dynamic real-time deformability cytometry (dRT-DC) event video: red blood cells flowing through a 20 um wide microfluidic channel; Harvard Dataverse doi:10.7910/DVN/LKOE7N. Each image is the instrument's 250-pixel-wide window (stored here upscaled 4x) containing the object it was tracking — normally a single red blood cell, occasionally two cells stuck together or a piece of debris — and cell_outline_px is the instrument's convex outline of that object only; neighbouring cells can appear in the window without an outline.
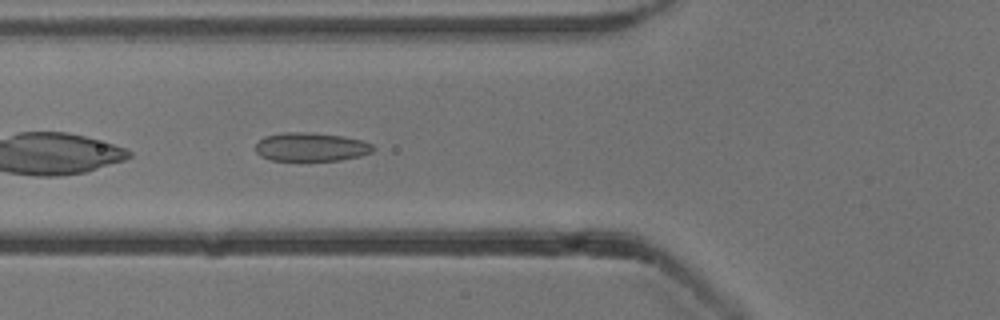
{"species": "common noctule bat (a hibernating species)", "species_latin": "Nyctalus noctula", "temperature_condition": "cold", "stored_images_in_passage": 38, "camera_frame_rate_fps": 3000, "um_per_image_px": 0.085, "animal": {"sex": "male", "body_mass_g": 13.3}, "frame": {"image": 1, "passage_image": 4, "time_ms": 1.0, "image_size_px": [1000, 320], "cell_outline_px": [[376, 148], [372, 152], [360, 156], [340, 160], [272, 160], [260, 156], [256, 152], [256, 144], [264, 136], [280, 132], [312, 132], [344, 136], [364, 140], [372, 144]], "centroid_in_image_um": [26.46, 12.47], "position_along_channel_um": 99.3, "area_um2": 19.83}}
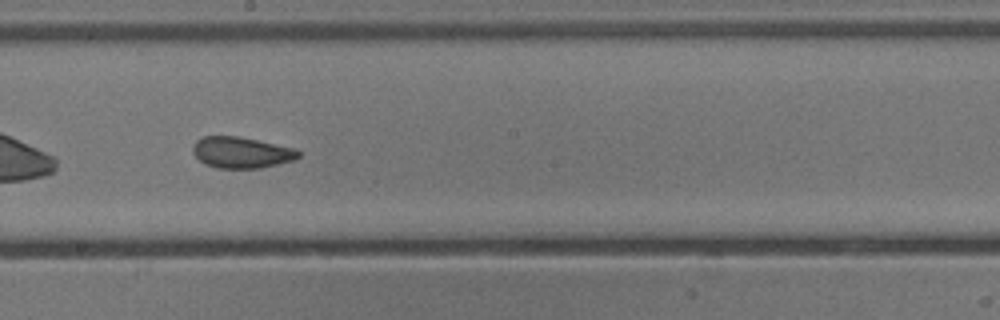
{"frame": {"image": 2, "passage_image": 14, "time_ms": 4.333, "image_size_px": [1000, 320], "cell_outline_px": [[300, 156], [296, 160], [260, 168], [216, 168], [204, 164], [192, 152], [192, 148], [196, 140], [200, 136], [240, 136], [296, 148], [300, 152]], "centroid_in_image_um": [20.53, 12.95], "position_along_channel_um": 227.7, "area_um2": 19.48}}
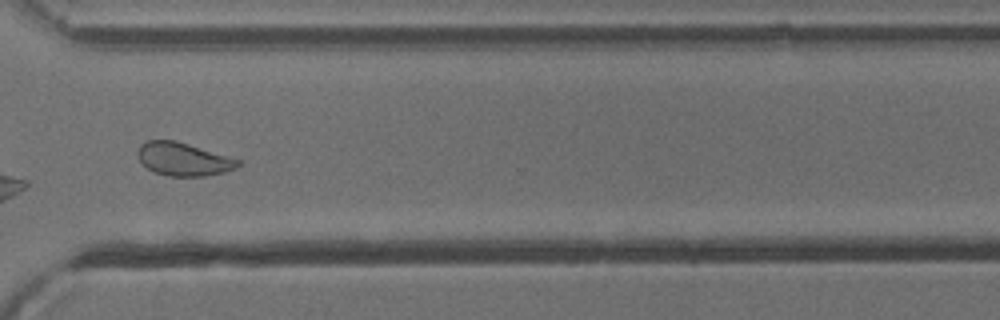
{"frame": {"image": 3, "passage_image": 24, "time_ms": 7.667, "image_size_px": [1000, 320], "cell_outline_px": [[240, 164], [236, 168], [224, 172], [208, 176], [168, 176], [152, 172], [140, 164], [136, 152], [140, 144], [148, 140], [176, 140], [240, 160]], "centroid_in_image_um": [15.52, 13.54], "position_along_channel_um": 355.1, "area_um2": 19.59}, "authors_computed_cell_mechanics": {"area_um2": 20.0855, "velocity_mm_per_s": 3.8316, "shape_relaxation_time_tau1_ms": null, "shape_relaxation_time_tau2_ms": 1.3889, "deformation_change_tau1": null, "deformation_change_tau2": 0.0675}}